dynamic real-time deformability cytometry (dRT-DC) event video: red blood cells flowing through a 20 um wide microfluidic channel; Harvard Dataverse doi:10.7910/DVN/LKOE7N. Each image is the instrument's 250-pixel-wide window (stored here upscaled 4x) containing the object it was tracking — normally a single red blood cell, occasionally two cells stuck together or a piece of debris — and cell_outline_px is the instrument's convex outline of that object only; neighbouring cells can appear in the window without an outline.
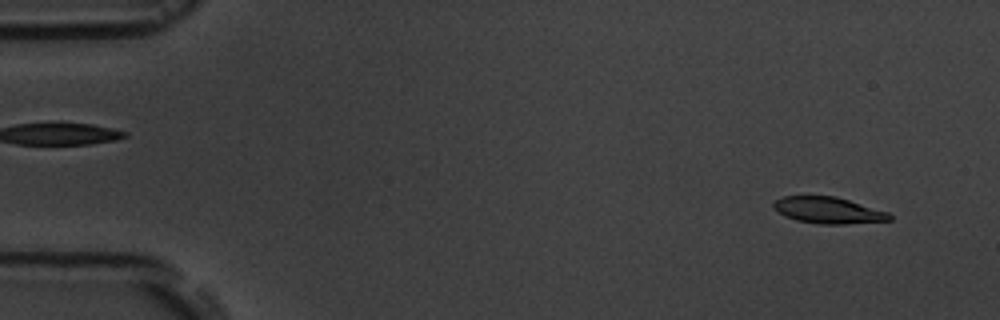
{"species": "common noctule bat (a hibernating species)", "species_latin": "Nyctalus noctula", "temperature_condition": "room temperature", "stored_images_in_passage": 6, "segment_of_instrument_passage": [2, 2], "camera_frame_rate_fps": 3000, "um_per_image_px": 0.085, "animal": {"sex": "male", "body_mass_g": 19.5, "forearm_length_mm": 54.6}, "frame": {"image": 1, "passage_image": 6, "time_ms": 6.0, "image_size_px": [1000, 320], "cell_outline_px": [[892, 220], [844, 224], [820, 224], [796, 220], [784, 216], [772, 208], [772, 204], [776, 200], [784, 196], [836, 196], [888, 212], [892, 216]], "centroid_in_image_um": [70.38, 17.87], "position_along_channel_um": 14.6, "area_um2": 17.86}}